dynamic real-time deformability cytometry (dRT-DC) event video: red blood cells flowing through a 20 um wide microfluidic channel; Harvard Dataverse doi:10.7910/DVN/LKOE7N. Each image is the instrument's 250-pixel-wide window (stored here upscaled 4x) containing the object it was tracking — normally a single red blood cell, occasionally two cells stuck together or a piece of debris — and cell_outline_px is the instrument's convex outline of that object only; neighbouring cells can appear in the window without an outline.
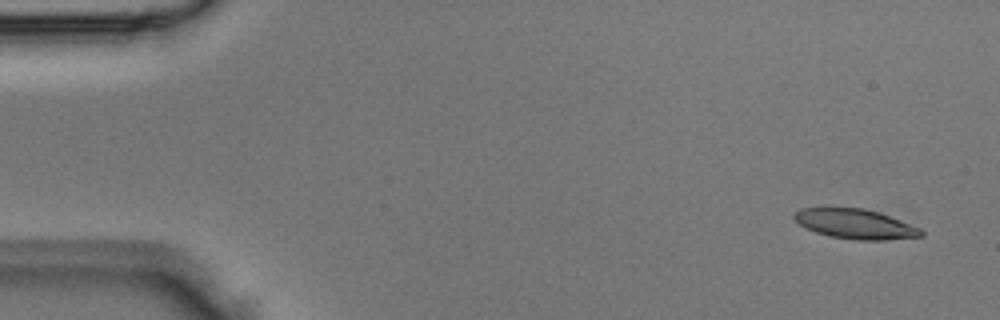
{"species": "Egyptian fruit bat (a non-hibernating species)", "species_latin": "Rousettus aegyptiacus", "temperature_condition": "room temperature", "stored_images_in_passage": 48, "camera_frame_rate_fps": 3000, "um_per_image_px": 0.085, "animal": {"sex": "male"}, "frame": {"image": 1, "passage_image": 1, "time_ms": 0.0, "image_size_px": [1000, 320], "cell_outline_px": [[924, 236], [884, 240], [856, 240], [828, 236], [816, 232], [800, 224], [792, 216], [800, 208], [824, 204], [864, 208], [880, 212], [920, 228], [924, 232]], "centroid_in_image_um": [72.64, 18.98], "position_along_channel_um": 12.4, "area_um2": 22.83}}
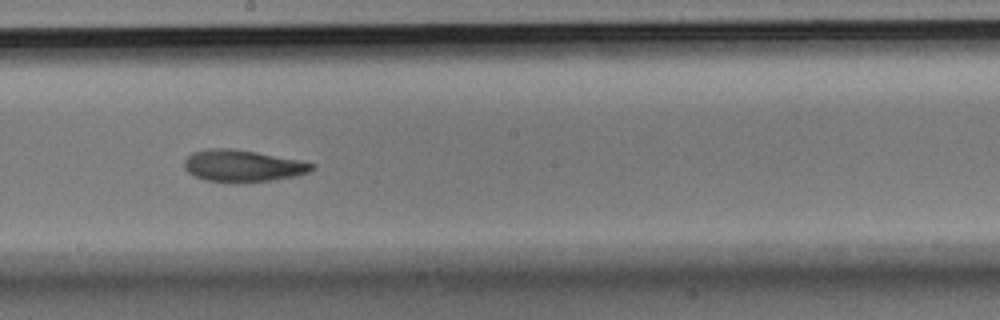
{"frame": {"image": 2, "passage_image": 26, "time_ms": 8.333, "image_size_px": [1000, 320], "cell_outline_px": [[316, 168], [308, 172], [292, 176], [272, 180], [204, 180], [188, 172], [184, 168], [184, 160], [192, 152], [208, 148], [232, 148], [256, 152], [300, 160], [316, 164]], "centroid_in_image_um": [20.62, 14.05], "position_along_channel_um": 227.6, "area_um2": 23.0}}
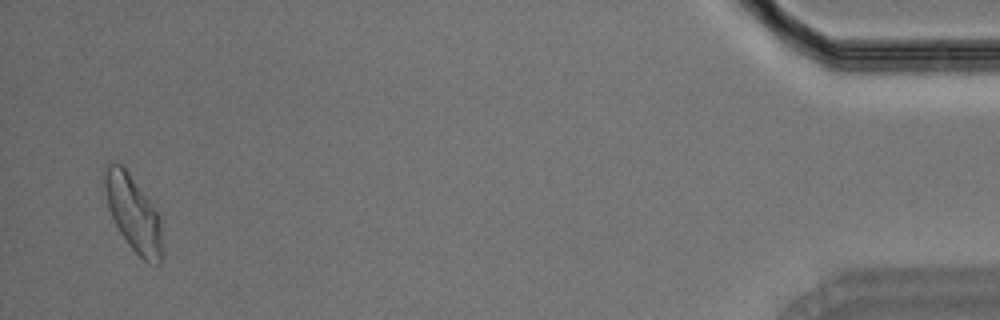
{"frame": {"image": 3, "passage_image": 47, "time_ms": 15.333, "image_size_px": [1000, 320], "cell_outline_px": [[164, 256], [160, 264], [156, 264], [144, 260], [128, 244], [120, 232], [108, 208], [104, 188], [104, 172], [108, 164], [120, 164], [128, 172], [152, 204], [160, 216], [164, 252]], "centroid_in_image_um": [11.37, 18.2], "position_along_channel_um": 423.8, "area_um2": 25.26}}